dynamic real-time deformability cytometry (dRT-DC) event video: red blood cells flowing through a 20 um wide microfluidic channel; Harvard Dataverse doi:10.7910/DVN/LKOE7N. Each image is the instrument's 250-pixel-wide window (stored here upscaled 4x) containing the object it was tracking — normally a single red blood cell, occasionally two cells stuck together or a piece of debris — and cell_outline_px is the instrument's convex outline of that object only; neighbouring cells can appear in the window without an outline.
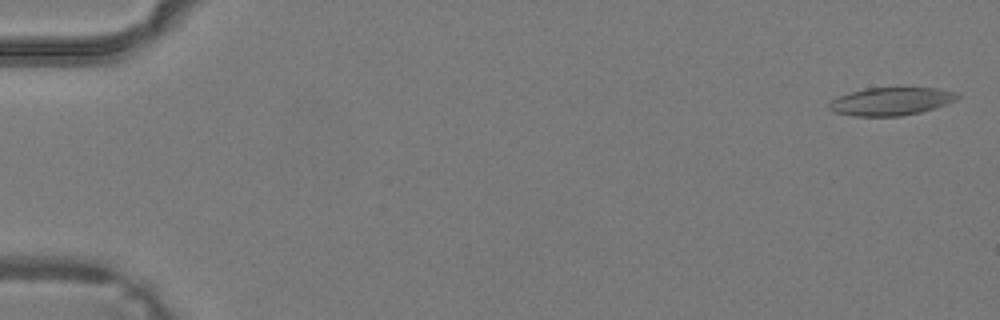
{"species": "common noctule bat (a hibernating species)", "species_latin": "Nyctalus noctula", "temperature_condition": "warm", "stored_images_in_passage": 42, "camera_frame_rate_fps": 3000, "um_per_image_px": 0.085, "animal": {"sex": "male", "body_mass_g": 19.2, "forearm_length_mm": 51.8}, "frame": {"image": 1, "passage_image": 1, "time_ms": 0.0, "image_size_px": [1000, 320], "cell_outline_px": [[960, 96], [956, 100], [920, 112], [900, 116], [852, 116], [832, 112], [828, 108], [828, 104], [832, 100], [840, 96], [864, 88], [936, 88], [956, 92]], "centroid_in_image_um": [75.7, 8.62], "position_along_channel_um": 9.3, "area_um2": 20.69}}
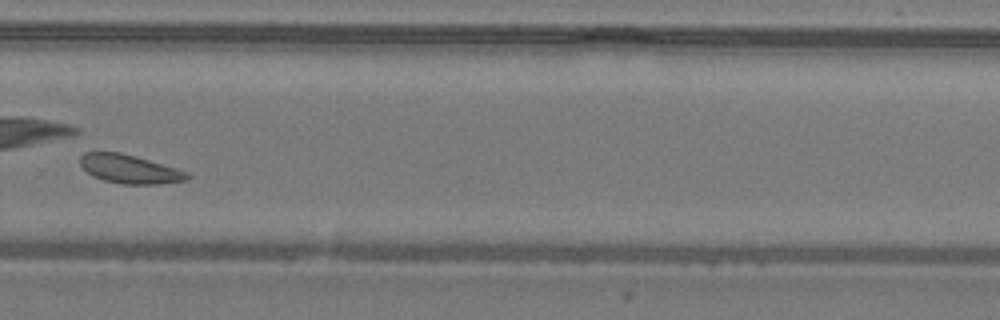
{"frame": {"image": 2, "passage_image": 30, "time_ms": 9.667, "image_size_px": [1000, 320], "cell_outline_px": [[192, 176], [188, 180], [160, 184], [120, 184], [104, 180], [92, 176], [80, 164], [80, 156], [84, 152], [120, 152], [176, 168], [188, 172]], "centroid_in_image_um": [11.03, 14.38], "position_along_channel_um": 318.8, "area_um2": 17.86}}
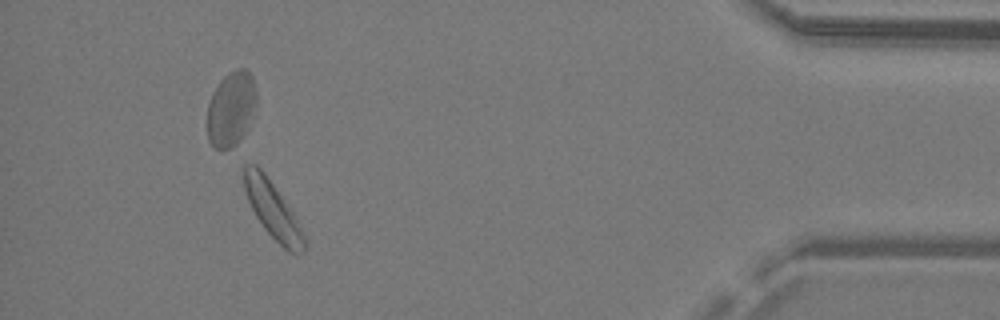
{"frame": {"image": 3, "passage_image": 39, "time_ms": 12.667, "image_size_px": [1000, 320], "cell_outline_px": [[308, 244], [304, 252], [296, 256], [288, 252], [264, 228], [256, 216], [248, 200], [244, 188], [244, 164], [256, 164], [264, 172], [292, 212]], "centroid_in_image_um": [23.2, 17.9], "position_along_channel_um": 412.0, "area_um2": 19.48}}